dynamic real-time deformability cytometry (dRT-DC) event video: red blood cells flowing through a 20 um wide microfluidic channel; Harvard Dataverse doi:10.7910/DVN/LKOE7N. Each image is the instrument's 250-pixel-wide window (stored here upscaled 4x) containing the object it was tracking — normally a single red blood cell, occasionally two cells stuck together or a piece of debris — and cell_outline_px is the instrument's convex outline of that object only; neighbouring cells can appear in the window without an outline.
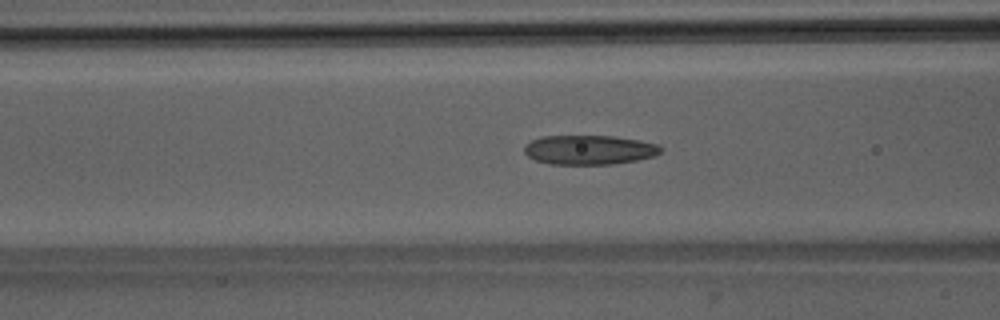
{"species": "Egyptian fruit bat (a non-hibernating species)", "species_latin": "Rousettus aegyptiacus", "temperature_condition": "room temperature", "stored_images_in_passage": 37, "camera_frame_rate_fps": 3000, "um_per_image_px": 0.085, "animal": {"sex": "male"}, "frame": {"image": 1, "passage_image": 8, "time_ms": 2.333, "image_size_px": [1000, 320], "cell_outline_px": [[664, 148], [660, 152], [652, 156], [636, 160], [612, 164], [548, 164], [536, 160], [528, 156], [524, 152], [524, 148], [532, 140], [544, 136], [616, 136], [640, 140], [660, 144]], "centroid_in_image_um": [50.12, 12.73], "position_along_channel_um": 116.5, "area_um2": 23.35}}
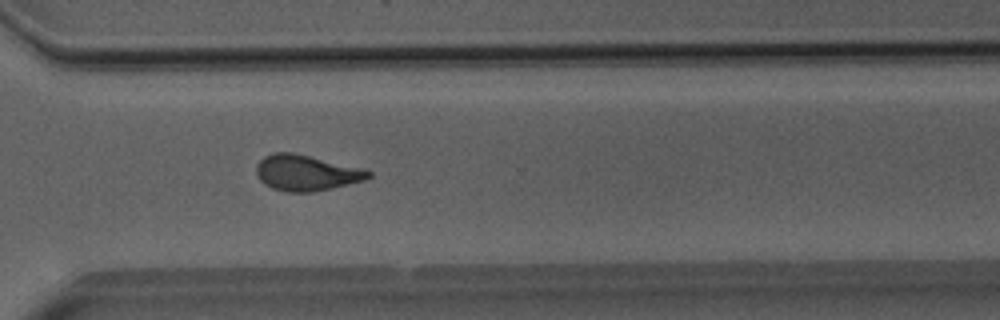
{"frame": {"image": 2, "passage_image": 25, "time_ms": 8.0, "image_size_px": [1000, 320], "cell_outline_px": [[372, 176], [364, 180], [332, 188], [312, 192], [288, 192], [272, 188], [260, 180], [256, 172], [256, 164], [264, 156], [272, 152], [292, 152], [360, 168], [372, 172]], "centroid_in_image_um": [26.0, 14.69], "position_along_channel_um": 344.6, "area_um2": 23.12}}
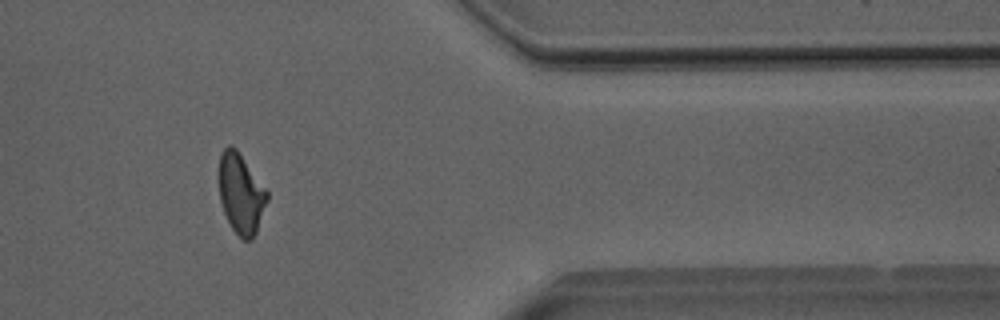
{"frame": {"image": 3, "passage_image": 30, "time_ms": 9.667, "image_size_px": [1000, 320], "cell_outline_px": [[268, 200], [256, 232], [252, 240], [244, 240], [232, 228], [224, 212], [220, 200], [220, 152], [228, 144], [232, 144], [236, 148], [268, 192]], "centroid_in_image_um": [20.49, 16.44], "position_along_channel_um": 390.9, "area_um2": 22.14}, "authors_computed_cell_mechanics": {"area_um2": 22.9466, "velocity_mm_per_s": 4.0294, "shape_relaxation_time_tau1_ms": 7.758, "shape_relaxation_time_tau2_ms": 2.1628, "deformation_change_tau1": 0.195, "deformation_change_tau2": 0.1096}}